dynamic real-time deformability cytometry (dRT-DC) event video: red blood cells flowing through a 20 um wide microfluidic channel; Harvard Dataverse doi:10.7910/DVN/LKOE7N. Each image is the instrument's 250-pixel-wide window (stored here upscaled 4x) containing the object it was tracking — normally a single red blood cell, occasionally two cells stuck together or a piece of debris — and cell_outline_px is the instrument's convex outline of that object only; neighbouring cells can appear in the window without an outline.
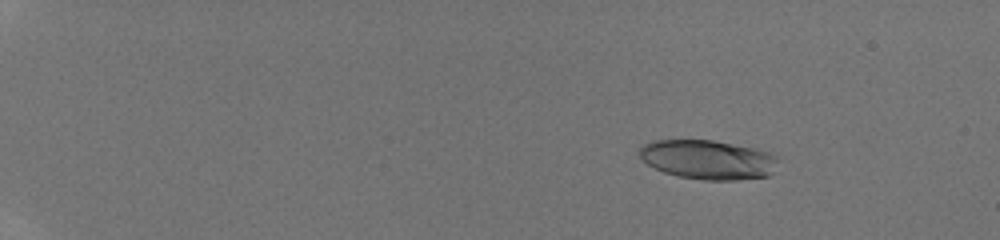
{"species": "human", "species_latin": "Homo sapiens", "temperature_condition": "room temperature", "stored_images_in_passage": 48, "camera_frame_rate_fps": 3000, "um_per_image_px": 0.085, "donor": {"sex": "male"}, "frame": {"image": 1, "passage_image": 9, "time_ms": 2.667, "image_size_px": [1000, 240], "cell_outline_px": [[776, 160], [772, 172], [768, 176], [736, 180], [704, 180], [680, 176], [664, 172], [648, 164], [640, 156], [640, 148], [644, 144], [652, 140], [712, 140], [752, 148], [768, 152], [776, 156]], "centroid_in_image_um": [60.15, 13.57], "position_along_channel_um": 24.8, "area_um2": 31.27}}
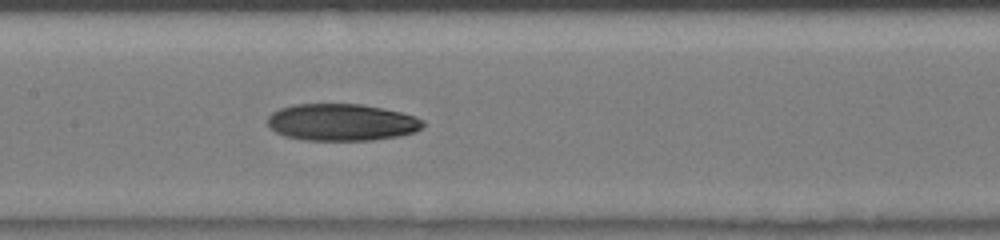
{"frame": {"image": 2, "passage_image": 28, "time_ms": 9.0, "image_size_px": [1000, 240], "cell_outline_px": [[424, 128], [416, 132], [400, 136], [372, 140], [304, 140], [284, 136], [276, 132], [268, 124], [268, 116], [272, 112], [280, 108], [296, 104], [360, 104], [384, 108], [416, 116], [424, 120]], "centroid_in_image_um": [29.09, 10.4], "position_along_channel_um": 178.3, "area_um2": 33.7}}
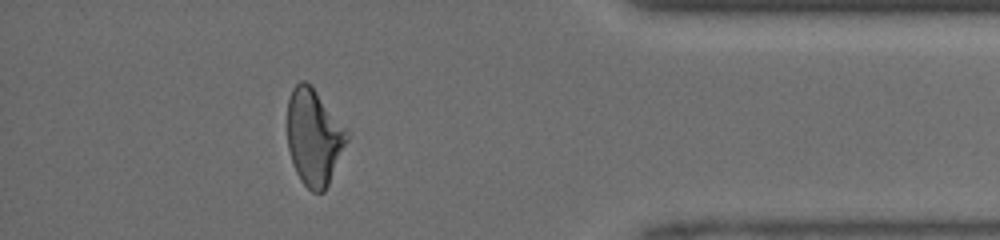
{"frame": {"image": 3, "passage_image": 44, "time_ms": 14.333, "image_size_px": [1000, 240], "cell_outline_px": [[348, 140], [328, 184], [324, 192], [312, 192], [300, 180], [296, 172], [288, 148], [288, 100], [292, 88], [300, 80], [304, 80], [312, 84], [344, 128], [348, 136]], "centroid_in_image_um": [26.66, 11.64], "position_along_channel_um": 408.5, "area_um2": 33.0}}